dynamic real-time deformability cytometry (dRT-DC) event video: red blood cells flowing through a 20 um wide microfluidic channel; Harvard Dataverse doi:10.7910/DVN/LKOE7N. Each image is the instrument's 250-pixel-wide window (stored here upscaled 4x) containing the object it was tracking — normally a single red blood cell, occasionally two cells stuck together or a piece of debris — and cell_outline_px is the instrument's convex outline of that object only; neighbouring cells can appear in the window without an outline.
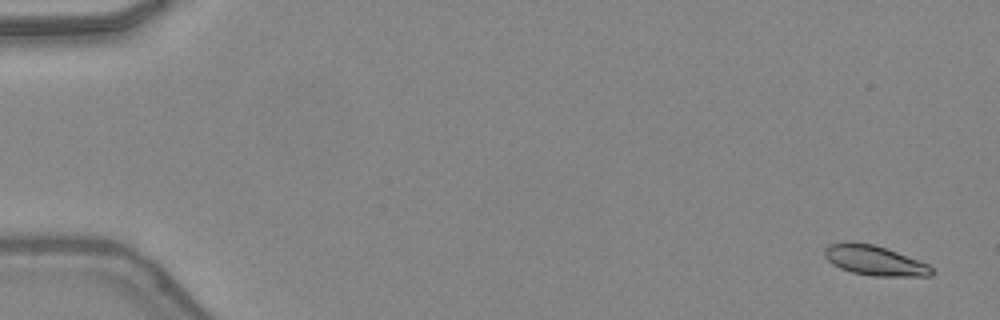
{"species": "common noctule bat (a hibernating species)", "species_latin": "Nyctalus noctula", "temperature_condition": "warm", "stored_images_in_passage": 49, "camera_frame_rate_fps": 3000, "um_per_image_px": 0.085, "animal": {"sex": "female", "body_mass_g": 24.6, "forearm_length_mm": 56.2}, "frame": {"image": 1, "passage_image": 3, "time_ms": 0.667, "image_size_px": [1000, 320], "cell_outline_px": [[936, 272], [932, 276], [872, 276], [852, 272], [840, 268], [832, 264], [824, 256], [824, 248], [828, 244], [872, 244], [896, 252], [928, 264]], "centroid_in_image_um": [74.37, 22.18], "position_along_channel_um": 10.6, "area_um2": 18.15}}
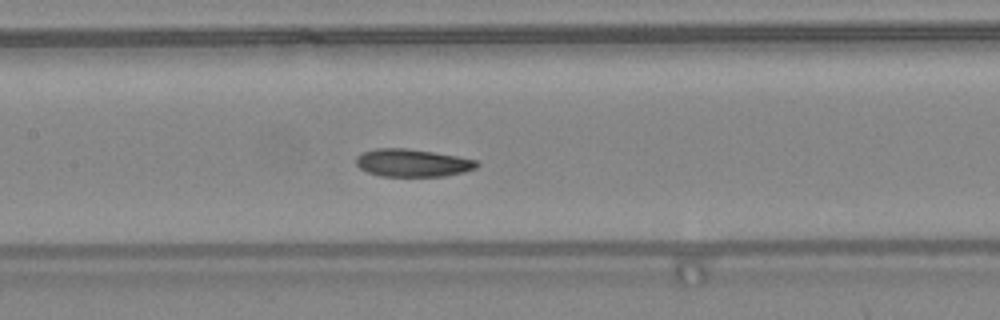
{"frame": {"image": 2, "passage_image": 25, "time_ms": 8.0, "image_size_px": [1000, 320], "cell_outline_px": [[480, 164], [476, 168], [464, 172], [444, 176], [380, 176], [368, 172], [360, 168], [356, 164], [356, 156], [360, 152], [376, 148], [408, 148], [456, 156], [476, 160]], "centroid_in_image_um": [35.03, 13.84], "position_along_channel_um": 172.4, "area_um2": 19.54}}
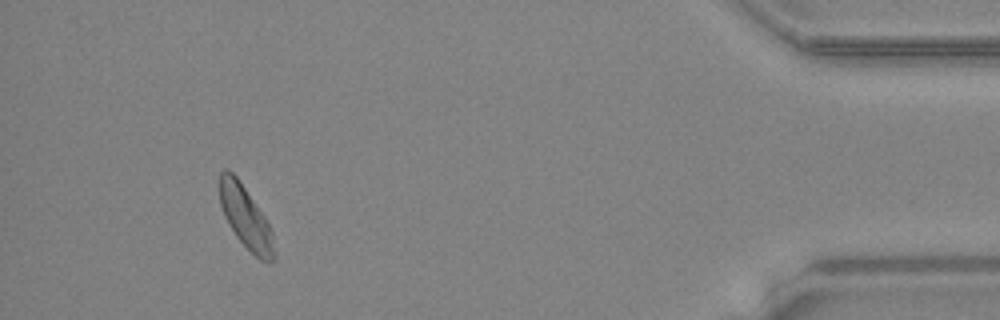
{"frame": {"image": 3, "passage_image": 46, "time_ms": 15.0, "image_size_px": [1000, 320], "cell_outline_px": [[276, 256], [268, 264], [260, 260], [236, 236], [228, 224], [224, 216], [220, 204], [220, 172], [224, 168], [228, 168], [236, 176], [264, 216], [272, 232]], "centroid_in_image_um": [20.88, 18.49], "position_along_channel_um": 414.3, "area_um2": 19.54}, "authors_computed_cell_mechanics": {"area_um2": 19.5364, "velocity_mm_per_s": 4.3535, "shape_relaxation_time_tau1_ms": 2.3522, "shape_relaxation_time_tau2_ms": 4.1447, "deformation_change_tau1": 0.1072, "deformation_change_tau2": 0.1233}}